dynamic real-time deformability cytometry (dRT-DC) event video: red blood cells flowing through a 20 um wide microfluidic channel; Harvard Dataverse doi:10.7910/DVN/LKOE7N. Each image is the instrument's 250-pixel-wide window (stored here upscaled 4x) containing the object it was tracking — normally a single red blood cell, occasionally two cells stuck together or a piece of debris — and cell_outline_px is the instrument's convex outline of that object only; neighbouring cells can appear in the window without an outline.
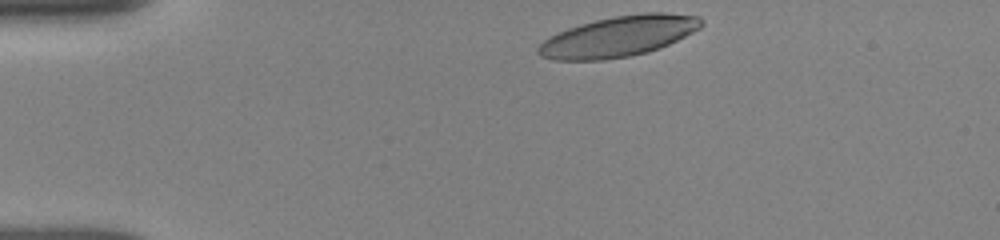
{"species": "human", "species_latin": "Homo sapiens", "temperature_condition": "room temperature", "stored_images_in_passage": 64, "camera_frame_rate_fps": 3000, "um_per_image_px": 0.085, "donor": {"sex": "female"}, "frame": {"image": 1, "passage_image": 1, "time_ms": 0.0, "image_size_px": [1000, 240], "cell_outline_px": [[704, 24], [700, 28], [668, 44], [648, 52], [628, 56], [604, 60], [552, 60], [540, 56], [536, 52], [536, 48], [548, 36], [568, 28], [580, 24], [596, 20], [616, 16], [644, 12], [664, 12], [700, 16], [704, 20]], "centroid_in_image_um": [52.56, 3.09], "position_along_channel_um": 32.4, "area_um2": 38.61}}
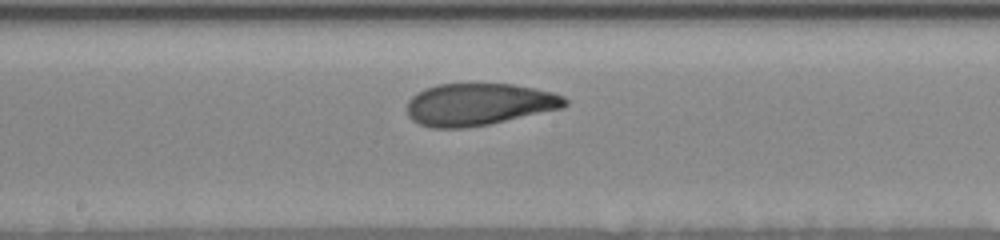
{"frame": {"image": 2, "passage_image": 37, "time_ms": 6.0, "image_size_px": [1000, 240], "cell_outline_px": [[568, 104], [564, 108], [488, 124], [468, 128], [432, 128], [420, 124], [412, 120], [408, 116], [408, 100], [412, 96], [428, 88], [440, 84], [512, 84], [552, 92], [564, 96], [568, 100]], "centroid_in_image_um": [40.73, 8.88], "position_along_channel_um": 207.5, "area_um2": 38.61}}
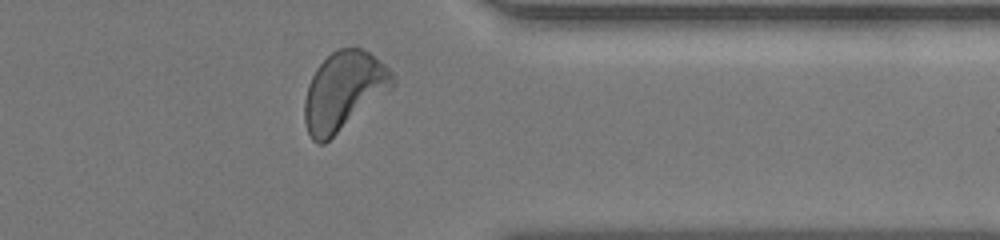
{"frame": {"image": 3, "passage_image": 60, "time_ms": 10.667, "image_size_px": [1000, 240], "cell_outline_px": [[396, 84], [392, 88], [324, 144], [316, 144], [312, 140], [308, 132], [304, 120], [304, 100], [308, 84], [316, 68], [332, 52], [340, 48], [360, 48], [368, 52], [384, 64], [396, 76]], "centroid_in_image_um": [29.2, 7.75], "position_along_channel_um": 382.2, "area_um2": 40.0}, "authors_computed_cell_mechanics": {"area_um2": 38.726, "velocity_mm_per_s": 3.8659, "shape_relaxation_time_tau1_ms": 3.8451, "shape_relaxation_time_tau2_ms": 2.4263, "deformation_change_tau1": 0.1727, "deformation_change_tau2": 0.0759}}